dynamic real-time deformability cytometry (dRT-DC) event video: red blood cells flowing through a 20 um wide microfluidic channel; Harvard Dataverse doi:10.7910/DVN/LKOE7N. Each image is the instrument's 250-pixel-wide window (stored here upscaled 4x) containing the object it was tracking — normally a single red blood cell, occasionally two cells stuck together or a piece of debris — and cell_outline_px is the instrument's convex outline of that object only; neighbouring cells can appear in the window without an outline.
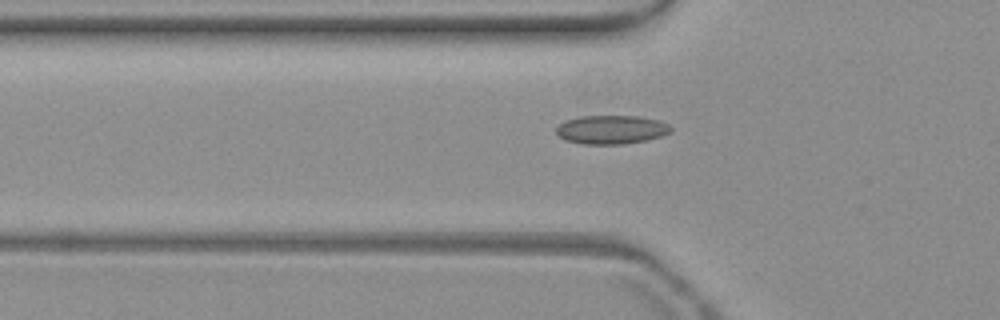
{"species": "common noctule bat (a hibernating species)", "species_latin": "Nyctalus noctula", "temperature_condition": "warm", "stored_images_in_passage": 8, "segment_of_instrument_passage": [2, 2], "camera_frame_rate_fps": 3000, "um_per_image_px": 0.085, "animal": {"sex": "female", "body_mass_g": 19.3, "forearm_length_mm": 54.1}, "frame": {"image": 1, "passage_image": 8, "time_ms": 8.333, "image_size_px": [1000, 320], "cell_outline_px": [[672, 132], [648, 140], [624, 144], [584, 144], [564, 140], [556, 136], [556, 128], [560, 124], [568, 120], [580, 116], [636, 116], [656, 120], [668, 124], [672, 128]], "centroid_in_image_um": [51.95, 11.03], "position_along_channel_um": 73.9, "area_um2": 19.19}}